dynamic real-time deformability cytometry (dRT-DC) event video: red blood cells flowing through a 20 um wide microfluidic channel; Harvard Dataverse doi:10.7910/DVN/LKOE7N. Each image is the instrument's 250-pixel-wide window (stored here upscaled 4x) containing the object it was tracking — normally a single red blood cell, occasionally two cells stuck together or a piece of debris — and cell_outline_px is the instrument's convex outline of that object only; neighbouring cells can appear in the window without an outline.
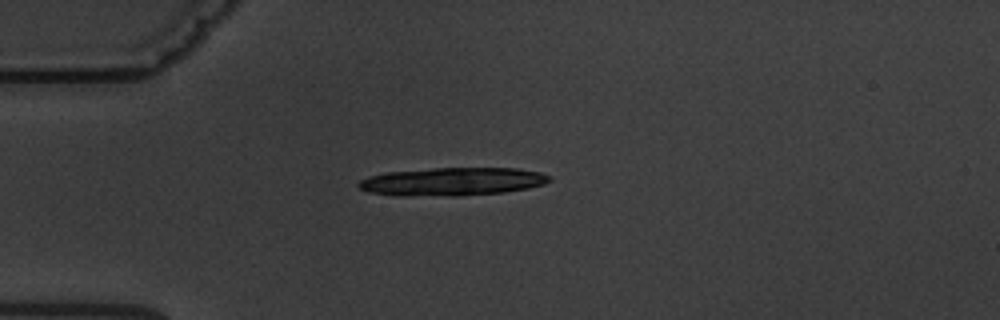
{"species": "common noctule bat (a hibernating species)", "species_latin": "Nyctalus noctula", "temperature_condition": "warm", "stored_images_in_passage": 2, "camera_frame_rate_fps": 3000, "um_per_image_px": 0.085, "animal": {"sex": "male", "body_mass_g": 19.5, "forearm_length_mm": 54.6}, "frame": {"image": 1, "passage_image": 2, "time_ms": 2.0, "image_size_px": [1000, 320], "cell_outline_px": [[552, 180], [544, 184], [528, 188], [504, 192], [456, 196], [396, 196], [368, 192], [360, 188], [356, 184], [360, 180], [368, 176], [388, 172], [432, 168], [516, 168], [540, 172], [552, 176]], "centroid_in_image_um": [38.44, 15.44], "position_along_channel_um": 46.6, "area_um2": 31.56}}